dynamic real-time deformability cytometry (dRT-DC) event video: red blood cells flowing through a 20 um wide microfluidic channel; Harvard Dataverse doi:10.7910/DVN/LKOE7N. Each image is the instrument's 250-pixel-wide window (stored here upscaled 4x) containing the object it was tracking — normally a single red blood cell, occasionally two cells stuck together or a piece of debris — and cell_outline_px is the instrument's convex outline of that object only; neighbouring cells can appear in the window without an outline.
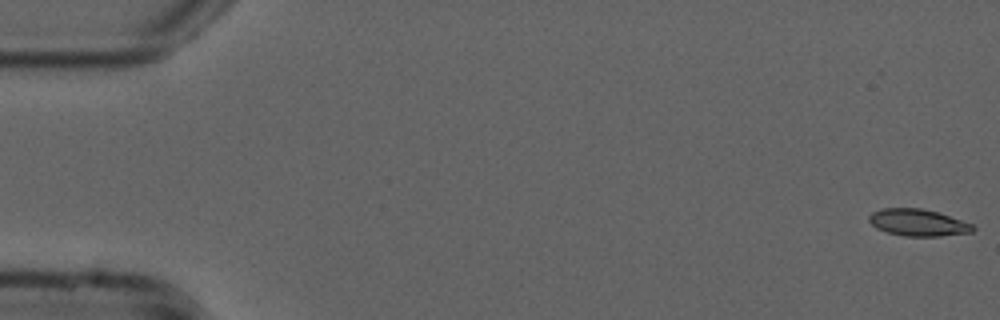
{"species": "common noctule bat (a hibernating species)", "species_latin": "Nyctalus noctula", "temperature_condition": "cold", "stored_images_in_passage": 54, "camera_frame_rate_fps": 3000, "um_per_image_px": 0.085, "animal": {"sex": "male", "forearm_length_mm": 52.5}, "frame": {"image": 1, "passage_image": 1, "time_ms": 0.0, "image_size_px": [1000, 320], "cell_outline_px": [[976, 228], [972, 232], [940, 236], [904, 236], [888, 232], [876, 228], [868, 220], [868, 216], [872, 212], [884, 208], [920, 208], [936, 212], [972, 224]], "centroid_in_image_um": [78.0, 18.92], "position_along_channel_um": 7.0, "area_um2": 16.07}}
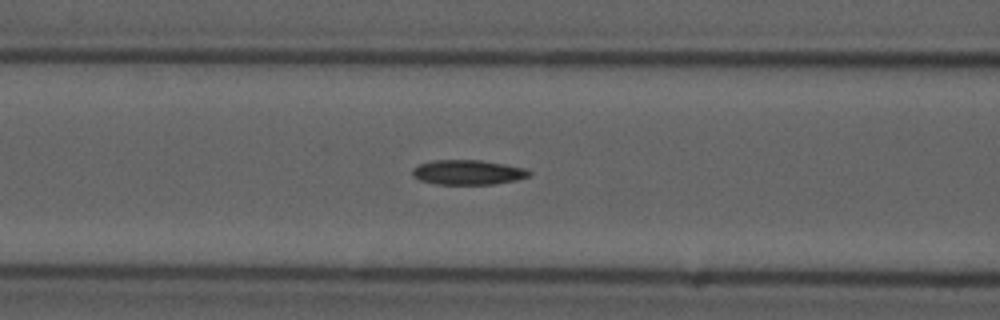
{"frame": {"image": 2, "passage_image": 22, "time_ms": 7.0, "image_size_px": [1000, 320], "cell_outline_px": [[532, 172], [528, 176], [516, 180], [492, 184], [436, 184], [420, 180], [412, 176], [412, 168], [420, 164], [432, 160], [480, 160], [504, 164], [524, 168]], "centroid_in_image_um": [39.74, 14.64], "position_along_channel_um": 126.9, "area_um2": 16.76}}
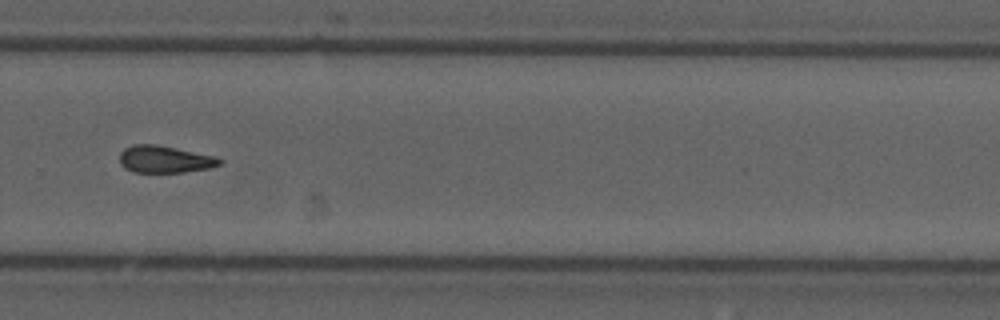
{"frame": {"image": 3, "passage_image": 37, "time_ms": 12.0, "image_size_px": [1000, 320], "cell_outline_px": [[224, 160], [220, 164], [212, 168], [184, 172], [132, 172], [124, 168], [120, 164], [120, 152], [124, 148], [132, 144], [156, 144], [216, 156]], "centroid_in_image_um": [14.01, 13.54], "position_along_channel_um": 315.8, "area_um2": 16.01}}